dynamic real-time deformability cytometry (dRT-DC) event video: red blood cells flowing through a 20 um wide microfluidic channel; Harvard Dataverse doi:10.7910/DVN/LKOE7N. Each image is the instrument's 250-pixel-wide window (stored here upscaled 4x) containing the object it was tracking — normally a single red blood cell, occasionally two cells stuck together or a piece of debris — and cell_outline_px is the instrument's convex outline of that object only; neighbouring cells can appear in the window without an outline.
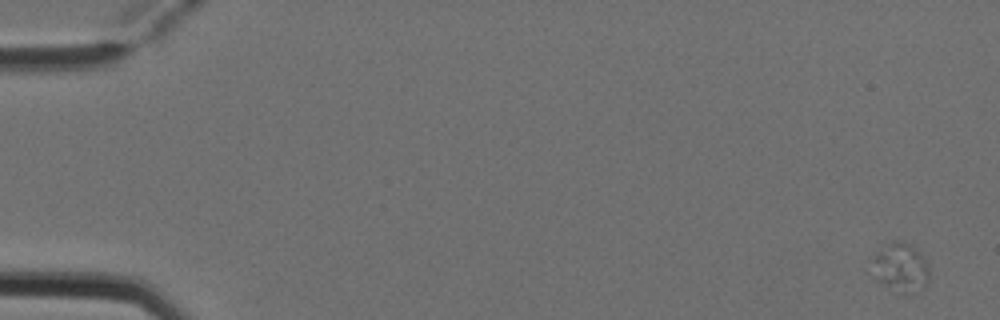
{"species": "Egyptian fruit bat (a non-hibernating species)", "species_latin": "Rousettus aegyptiacus", "temperature_condition": "cold", "stored_images_in_passage": 6, "camera_frame_rate_fps": 3000, "um_per_image_px": 0.085, "animal": {"sex": "female"}, "frame": {"image": 1, "passage_image": 1, "time_ms": 0.0, "image_size_px": [1000, 320], "cell_outline_px": [[928, 280], [916, 292], [904, 292], [876, 280], [872, 276], [872, 256], [896, 240], [912, 244], [928, 264]], "centroid_in_image_um": [76.54, 22.7], "position_along_channel_um": 8.5, "area_um2": 15.66}}